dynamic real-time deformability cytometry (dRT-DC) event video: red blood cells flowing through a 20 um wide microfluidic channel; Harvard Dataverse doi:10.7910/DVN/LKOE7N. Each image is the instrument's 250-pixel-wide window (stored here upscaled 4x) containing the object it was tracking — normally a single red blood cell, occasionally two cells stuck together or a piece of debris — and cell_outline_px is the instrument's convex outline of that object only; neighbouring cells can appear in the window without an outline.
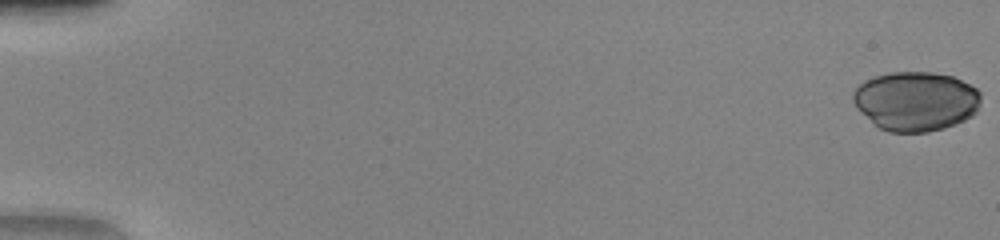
{"species": "human", "species_latin": "Homo sapiens", "temperature_condition": "warm", "stored_images_in_passage": 51, "camera_frame_rate_fps": 3000, "um_per_image_px": 0.085, "donor": {"sex": "female"}, "frame": {"image": 1, "passage_image": 1, "time_ms": 0.0, "image_size_px": [1000, 240], "cell_outline_px": [[980, 104], [976, 112], [972, 116], [956, 124], [944, 128], [928, 132], [888, 132], [880, 128], [860, 112], [856, 108], [852, 100], [852, 92], [864, 80], [872, 76], [892, 72], [932, 72], [952, 76], [976, 88], [980, 92]], "centroid_in_image_um": [77.82, 8.6], "position_along_channel_um": 7.2, "area_um2": 44.45}}
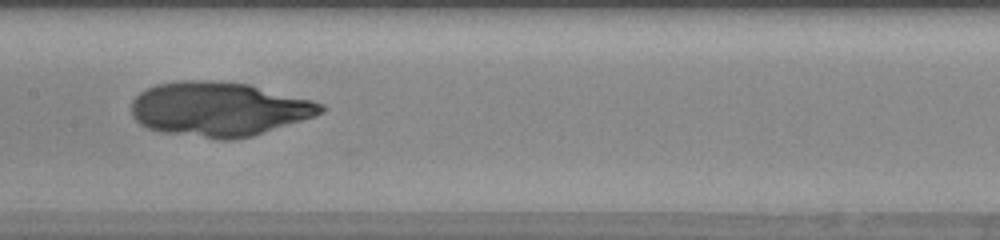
{"frame": {"image": 2, "passage_image": 28, "time_ms": 9.0, "image_size_px": [1000, 240], "cell_outline_px": [[324, 112], [252, 136], [228, 140], [220, 140], [164, 132], [148, 128], [140, 124], [132, 116], [132, 100], [140, 92], [156, 84], [180, 80], [208, 80], [248, 84], [312, 100], [324, 104]], "centroid_in_image_um": [18.57, 9.26], "position_along_channel_um": 188.8, "area_um2": 59.59}}
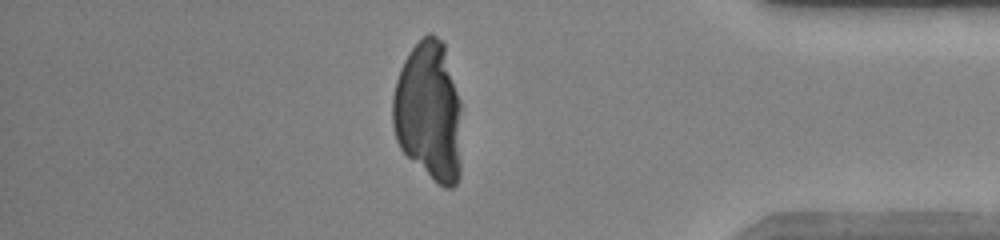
{"frame": {"image": 3, "passage_image": 45, "time_ms": 14.667, "image_size_px": [1000, 240], "cell_outline_px": [[460, 176], [456, 184], [452, 188], [444, 188], [408, 156], [400, 148], [396, 140], [392, 124], [392, 96], [396, 80], [400, 68], [404, 60], [412, 48], [428, 32], [432, 32], [444, 44], [460, 100]], "centroid_in_image_um": [36.44, 9.46], "position_along_channel_um": 398.8, "area_um2": 56.12}}